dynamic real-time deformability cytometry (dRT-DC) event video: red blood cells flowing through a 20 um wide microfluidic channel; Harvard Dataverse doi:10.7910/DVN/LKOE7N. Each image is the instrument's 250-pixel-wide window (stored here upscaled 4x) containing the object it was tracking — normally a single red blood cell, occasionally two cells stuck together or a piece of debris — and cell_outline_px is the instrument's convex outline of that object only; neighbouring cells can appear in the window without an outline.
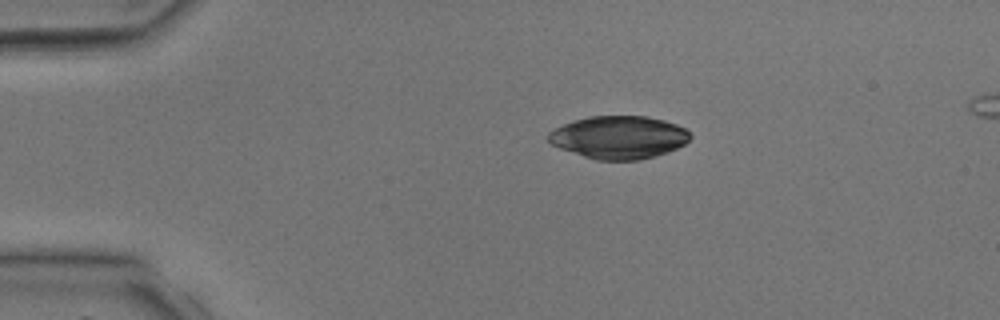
{"species": "common noctule bat (a hibernating species)", "species_latin": "Nyctalus noctula", "temperature_condition": "room temperature", "stored_images_in_passage": 2, "camera_frame_rate_fps": 3000, "um_per_image_px": 0.085, "animal": {"sex": "male", "body_mass_g": 17.9, "forearm_length_mm": 54.2}, "frame": {"image": 1, "passage_image": 2, "time_ms": 1.667, "image_size_px": [1000, 320], "cell_outline_px": [[692, 136], [684, 144], [668, 152], [656, 156], [640, 160], [596, 160], [560, 148], [552, 144], [548, 140], [548, 132], [572, 120], [588, 116], [648, 116], [664, 120], [676, 124], [684, 128]], "centroid_in_image_um": [52.61, 11.67], "position_along_channel_um": 32.4, "area_um2": 35.37}}